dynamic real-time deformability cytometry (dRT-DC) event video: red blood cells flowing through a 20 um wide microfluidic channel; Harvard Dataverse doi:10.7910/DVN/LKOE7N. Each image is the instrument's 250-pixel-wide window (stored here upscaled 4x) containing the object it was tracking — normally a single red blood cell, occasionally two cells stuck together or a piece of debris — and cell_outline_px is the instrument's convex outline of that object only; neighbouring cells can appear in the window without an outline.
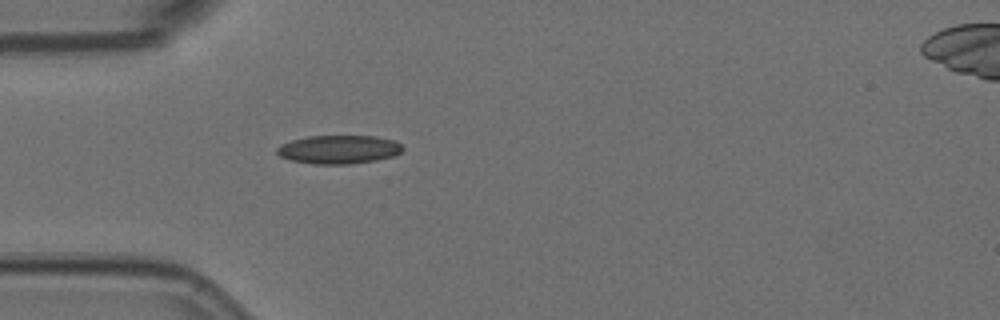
{"species": "Egyptian fruit bat (a non-hibernating species)", "species_latin": "Rousettus aegyptiacus", "temperature_condition": "room temperature", "stored_images_in_passage": 32, "camera_frame_rate_fps": 3000, "um_per_image_px": 0.085, "animal": {"sex": "female"}, "frame": {"image": 1, "passage_image": 1, "time_ms": 0.0, "image_size_px": [1000, 320], "cell_outline_px": [[404, 148], [400, 152], [392, 156], [376, 160], [348, 164], [312, 164], [292, 160], [280, 156], [276, 152], [276, 148], [280, 144], [292, 140], [308, 136], [376, 136], [392, 140], [400, 144]], "centroid_in_image_um": [28.76, 12.7], "position_along_channel_um": 56.2, "area_um2": 20.81}}
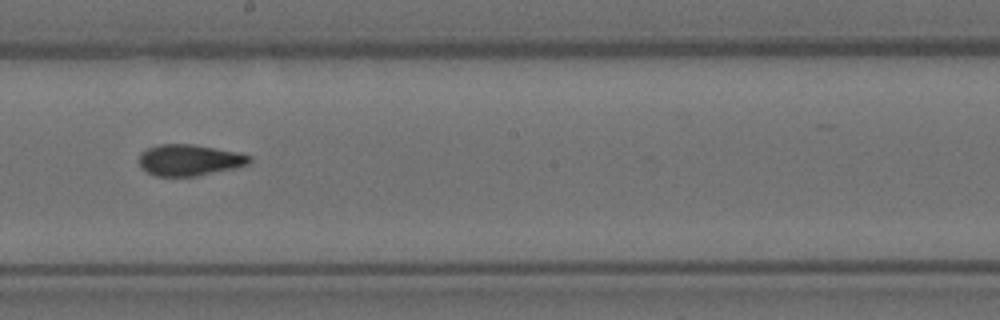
{"frame": {"image": 2, "passage_image": 16, "time_ms": 5.0, "image_size_px": [1000, 320], "cell_outline_px": [[252, 160], [248, 164], [236, 168], [196, 176], [156, 176], [140, 168], [140, 152], [156, 144], [192, 144], [240, 152], [252, 156]], "centroid_in_image_um": [16.12, 13.6], "position_along_channel_um": 232.1, "area_um2": 20.29}}
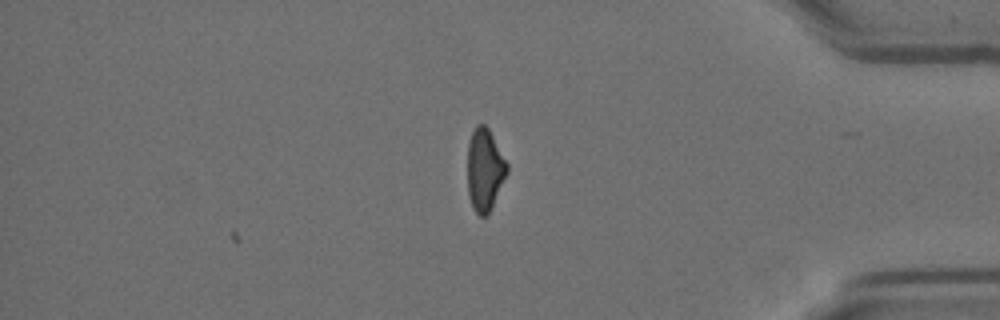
{"frame": {"image": 3, "passage_image": 32, "time_ms": 10.333, "image_size_px": [1000, 320], "cell_outline_px": [[508, 172], [488, 212], [484, 216], [480, 216], [476, 212], [472, 204], [468, 192], [468, 144], [472, 132], [476, 124], [484, 124], [488, 128], [508, 164]], "centroid_in_image_um": [41.19, 14.38], "position_along_channel_um": 394.0, "area_um2": 18.5}, "authors_computed_cell_mechanics": {"area_um2": 20.0277, "velocity_mm_per_s": 3.5966, "shape_relaxation_time_tau1_ms": null, "shape_relaxation_time_tau2_ms": 3.7694, "deformation_change_tau1": null, "deformation_change_tau2": 0.0868}}